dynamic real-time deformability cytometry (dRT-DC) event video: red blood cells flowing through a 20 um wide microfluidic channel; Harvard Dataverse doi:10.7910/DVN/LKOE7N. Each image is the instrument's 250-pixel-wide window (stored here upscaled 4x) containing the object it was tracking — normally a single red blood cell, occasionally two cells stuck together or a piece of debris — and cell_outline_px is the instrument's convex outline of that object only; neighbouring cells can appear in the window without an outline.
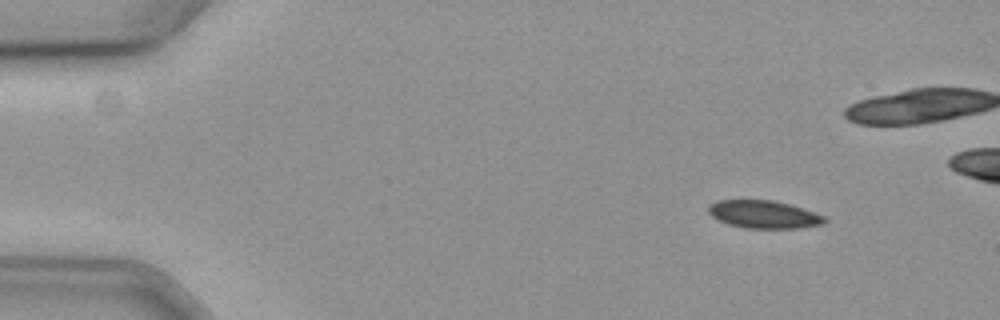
{"species": "common noctule bat (a hibernating species)", "species_latin": "Nyctalus noctula", "temperature_condition": "cold", "stored_images_in_passage": 49, "camera_frame_rate_fps": 3000, "um_per_image_px": 0.085, "animal": {"sex": "female", "body_mass_g": 19.3, "forearm_length_mm": 54.1}, "frame": {"image": 1, "passage_image": 1, "time_ms": 0.0, "image_size_px": [1000, 320], "cell_outline_px": [[828, 220], [824, 224], [796, 228], [744, 228], [728, 224], [712, 216], [708, 212], [708, 208], [712, 204], [720, 200], [772, 200], [804, 208], [824, 216]], "centroid_in_image_um": [64.96, 18.23], "position_along_channel_um": 20.0, "area_um2": 18.67}}
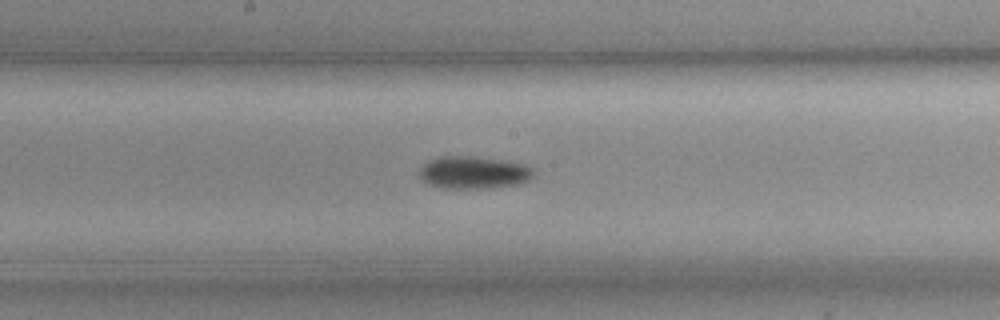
{"frame": {"image": 2, "passage_image": 25, "time_ms": 8.0, "image_size_px": [1000, 320], "cell_outline_px": [[536, 172], [528, 180], [516, 184], [480, 188], [444, 188], [428, 184], [420, 176], [420, 168], [428, 160], [440, 156], [472, 156], [500, 160], [524, 164], [532, 168]], "centroid_in_image_um": [40.23, 14.65], "position_along_channel_um": 208.0, "area_um2": 21.33}}
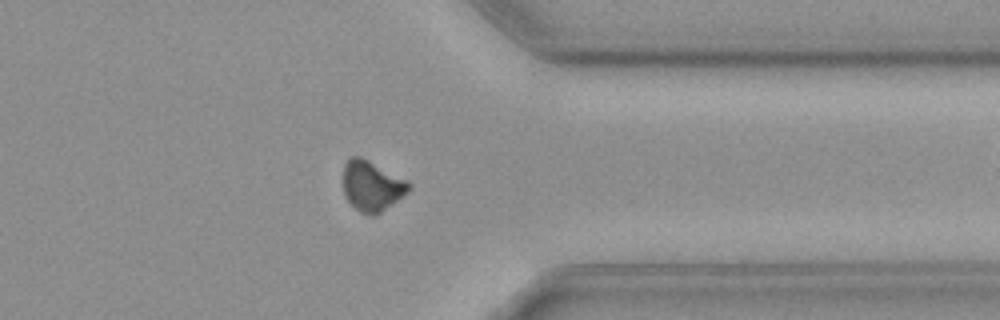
{"frame": {"image": 3, "passage_image": 40, "time_ms": 13.0, "image_size_px": [1000, 320], "cell_outline_px": [[412, 188], [408, 192], [376, 216], [372, 216], [360, 212], [344, 196], [344, 164], [352, 156], [360, 156], [408, 180], [412, 184]], "centroid_in_image_um": [31.64, 15.81], "position_along_channel_um": 379.8, "area_um2": 19.25}, "authors_computed_cell_mechanics": {"area_um2": 20.1722, "velocity_mm_per_s": 3.5838, "shape_relaxation_time_tau1_ms": 5.9053, "shape_relaxation_time_tau2_ms": null, "deformation_change_tau1": 0.0972, "deformation_change_tau2": null}}